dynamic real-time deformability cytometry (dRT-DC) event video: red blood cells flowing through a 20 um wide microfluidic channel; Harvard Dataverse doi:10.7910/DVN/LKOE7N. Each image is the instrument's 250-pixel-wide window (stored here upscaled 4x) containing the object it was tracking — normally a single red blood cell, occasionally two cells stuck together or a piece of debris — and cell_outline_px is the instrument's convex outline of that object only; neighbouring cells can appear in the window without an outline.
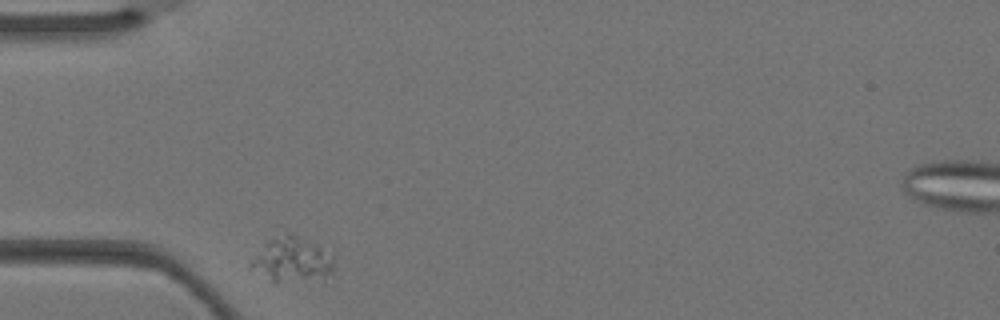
{"species": "Egyptian fruit bat (a non-hibernating species)", "species_latin": "Rousettus aegyptiacus", "temperature_condition": "warm", "stored_images_in_passage": 2, "camera_frame_rate_fps": 3000, "um_per_image_px": 0.085, "animal": {"sex": "female"}, "frame": {"image": 1, "passage_image": 1, "time_ms": 0.0, "image_size_px": [1000, 320], "cell_outline_px": [[332, 272], [324, 284], [272, 280], [248, 268], [252, 260], [268, 240], [288, 232], [300, 236], [316, 244], [332, 256]], "centroid_in_image_um": [24.89, 22.14], "position_along_channel_um": 60.1, "area_um2": 21.96}}
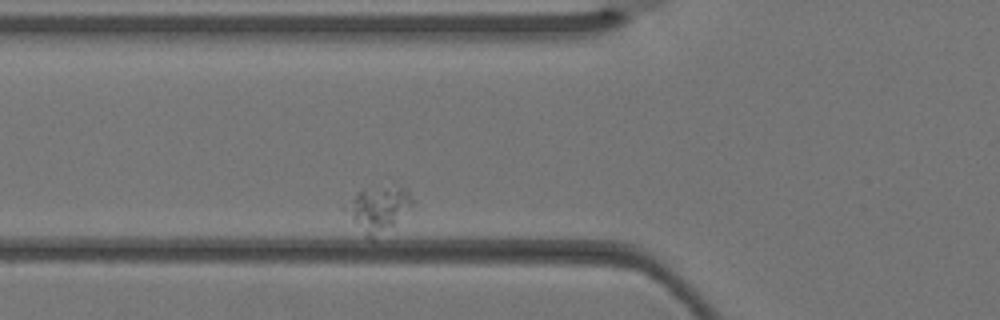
{"frame": {"image": 2, "passage_image": 2, "time_ms": 0.333, "image_size_px": [1000, 320], "cell_outline_px": [[412, 204], [396, 224], [372, 240], [368, 240], [364, 236], [340, 208], [360, 188], [404, 188], [408, 192], [412, 200]], "centroid_in_image_um": [32.03, 17.81], "position_along_channel_um": 93.8, "area_um2": 17.74}}